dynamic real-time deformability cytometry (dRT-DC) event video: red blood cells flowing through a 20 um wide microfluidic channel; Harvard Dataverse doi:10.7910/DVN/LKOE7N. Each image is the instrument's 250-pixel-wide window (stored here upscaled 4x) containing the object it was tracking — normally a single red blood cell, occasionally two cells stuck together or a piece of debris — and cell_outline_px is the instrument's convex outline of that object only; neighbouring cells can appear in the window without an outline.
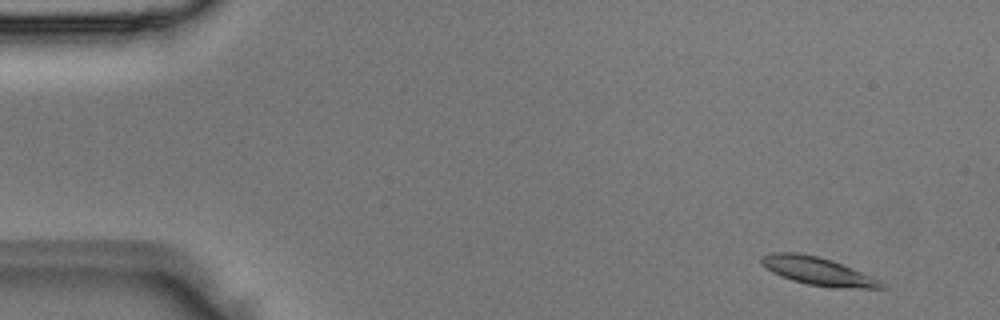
{"species": "Egyptian fruit bat (a non-hibernating species)", "species_latin": "Rousettus aegyptiacus", "temperature_condition": "room temperature", "stored_images_in_passage": 4, "camera_frame_rate_fps": 3000, "um_per_image_px": 0.085, "animal": {"sex": "male"}, "frame": {"image": 1, "passage_image": 1, "time_ms": 0.0, "image_size_px": [1000, 320], "cell_outline_px": [[888, 288], [836, 288], [808, 284], [792, 280], [780, 276], [772, 272], [760, 260], [760, 256], [772, 252], [796, 252], [816, 256], [832, 260], [880, 280]], "centroid_in_image_um": [69.51, 23.05], "position_along_channel_um": 15.5, "area_um2": 19.36}}